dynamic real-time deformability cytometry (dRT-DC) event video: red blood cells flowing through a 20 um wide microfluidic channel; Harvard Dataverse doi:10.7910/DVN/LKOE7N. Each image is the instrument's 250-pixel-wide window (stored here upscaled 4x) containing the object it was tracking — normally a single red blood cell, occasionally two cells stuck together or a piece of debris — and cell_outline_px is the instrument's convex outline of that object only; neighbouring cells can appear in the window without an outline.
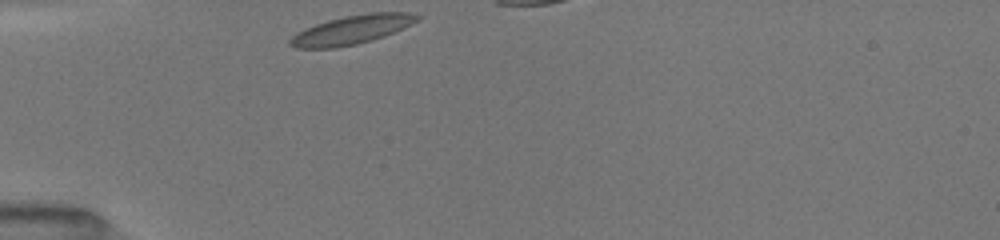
{"species": "common noctule bat (a hibernating species)", "species_latin": "Nyctalus noctula", "temperature_condition": "room temperature", "stored_images_in_passage": 5, "camera_frame_rate_fps": 3000, "um_per_image_px": 0.085, "animal": {"sex": "female", "body_mass_g": 19.5, "forearm_length_mm": 54.1}, "frame": {"image": 1, "passage_image": 1, "time_ms": 0.0, "image_size_px": [1000, 240], "cell_outline_px": [[420, 20], [384, 36], [372, 40], [356, 44], [336, 48], [296, 48], [288, 44], [288, 40], [296, 32], [304, 28], [328, 20], [344, 16], [368, 12], [408, 12], [420, 16]], "centroid_in_image_um": [29.87, 2.53], "position_along_channel_um": 55.1, "area_um2": 21.44}}
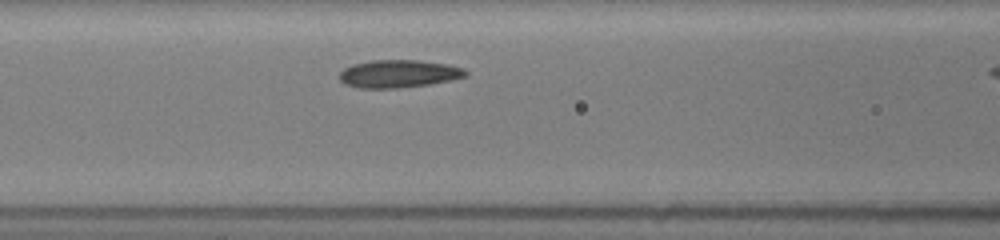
{"frame": {"image": 2, "passage_image": 4, "time_ms": 2.333, "image_size_px": [1000, 240], "cell_outline_px": [[468, 76], [428, 84], [396, 88], [360, 88], [344, 84], [340, 80], [340, 72], [344, 68], [352, 64], [372, 60], [420, 60], [444, 64], [464, 68], [468, 72]], "centroid_in_image_um": [33.86, 6.26], "position_along_channel_um": 132.7, "area_um2": 20.29}}